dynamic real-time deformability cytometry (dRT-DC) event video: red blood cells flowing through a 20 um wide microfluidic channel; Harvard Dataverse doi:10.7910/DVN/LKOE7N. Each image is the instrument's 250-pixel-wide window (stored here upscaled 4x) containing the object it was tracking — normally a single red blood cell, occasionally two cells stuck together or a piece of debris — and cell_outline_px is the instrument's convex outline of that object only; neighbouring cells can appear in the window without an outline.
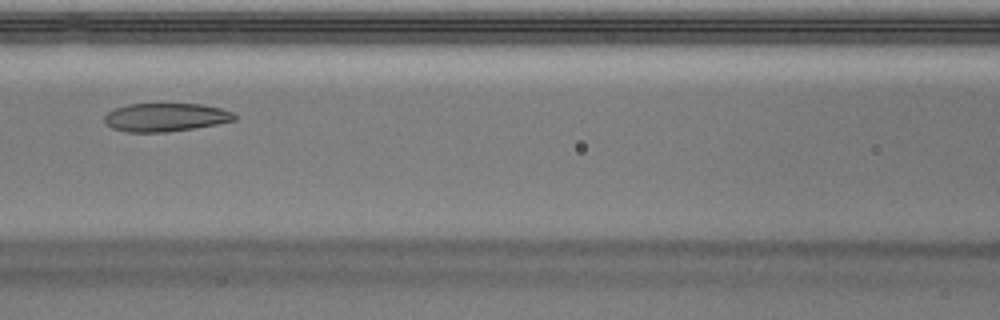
{"species": "Egyptian fruit bat (a non-hibernating species)", "species_latin": "Rousettus aegyptiacus", "temperature_condition": "warm", "stored_images_in_passage": 37, "camera_frame_rate_fps": 3000, "um_per_image_px": 0.085, "animal": {"sex": "male"}, "frame": {"image": 1, "passage_image": 14, "time_ms": 4.333, "image_size_px": [1000, 320], "cell_outline_px": [[236, 120], [196, 128], [168, 132], [128, 132], [112, 128], [104, 120], [104, 116], [108, 112], [116, 108], [128, 104], [200, 104], [220, 108], [232, 112], [236, 116]], "centroid_in_image_um": [14.08, 9.97], "position_along_channel_um": 152.5, "area_um2": 21.39}}
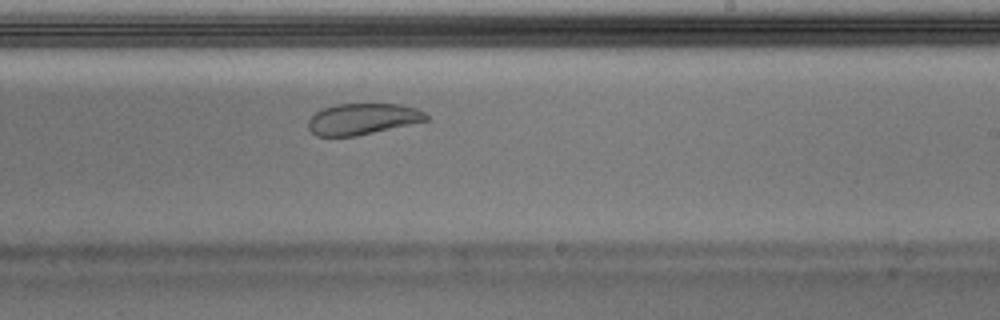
{"frame": {"image": 2, "passage_image": 22, "time_ms": 7.0, "image_size_px": [1000, 320], "cell_outline_px": [[428, 120], [356, 136], [316, 136], [308, 128], [308, 120], [316, 112], [324, 108], [336, 104], [400, 104], [416, 108], [424, 112], [428, 116]], "centroid_in_image_um": [30.81, 10.11], "position_along_channel_um": 258.2, "area_um2": 21.27}}
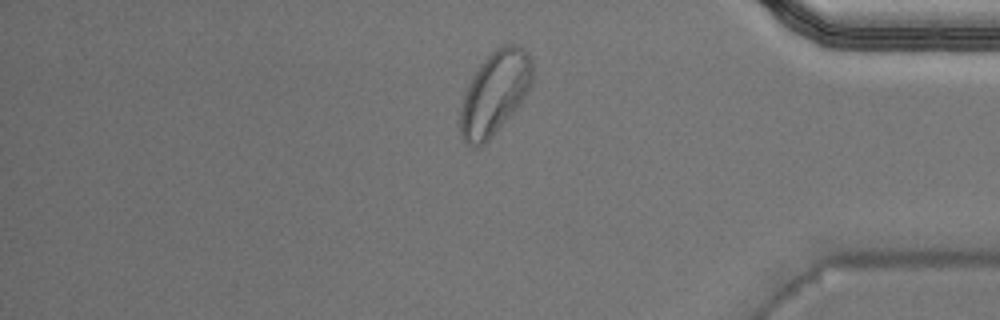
{"frame": {"image": 3, "passage_image": 34, "time_ms": 11.0, "image_size_px": [1000, 320], "cell_outline_px": [[532, 80], [528, 92], [520, 104], [492, 136], [484, 144], [476, 148], [472, 148], [464, 140], [460, 132], [460, 108], [468, 84], [472, 76], [480, 64], [496, 48], [504, 44], [516, 44], [524, 48], [528, 52], [532, 60]], "centroid_in_image_um": [42.06, 7.9], "position_along_channel_um": 393.1, "area_um2": 34.91}}